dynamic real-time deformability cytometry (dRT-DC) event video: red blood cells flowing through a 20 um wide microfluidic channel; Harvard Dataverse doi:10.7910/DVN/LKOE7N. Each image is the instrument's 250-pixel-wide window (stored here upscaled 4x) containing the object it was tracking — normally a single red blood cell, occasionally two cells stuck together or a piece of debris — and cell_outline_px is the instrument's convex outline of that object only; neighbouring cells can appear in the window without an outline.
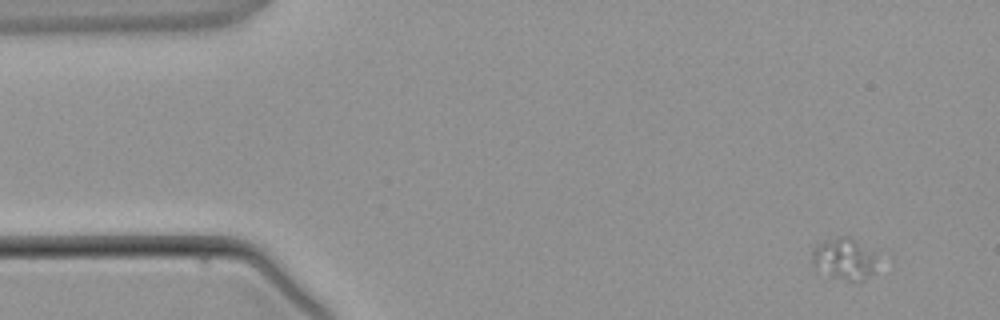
{"species": "common noctule bat (a hibernating species)", "species_latin": "Nyctalus noctula", "temperature_condition": "warm", "stored_images_in_passage": 3, "camera_frame_rate_fps": 3000, "um_per_image_px": 0.085, "animal": {"sex": "male", "body_mass_g": 21.5, "forearm_length_mm": 52.0}, "frame": {"image": 1, "passage_image": 1, "time_ms": 0.0, "image_size_px": [1000, 320], "cell_outline_px": [[892, 260], [860, 284], [856, 284], [832, 276], [812, 268], [812, 244], [836, 236], [852, 236], [884, 248], [892, 256]], "centroid_in_image_um": [72.16, 21.96], "position_along_channel_um": 12.8, "area_um2": 19.54}}